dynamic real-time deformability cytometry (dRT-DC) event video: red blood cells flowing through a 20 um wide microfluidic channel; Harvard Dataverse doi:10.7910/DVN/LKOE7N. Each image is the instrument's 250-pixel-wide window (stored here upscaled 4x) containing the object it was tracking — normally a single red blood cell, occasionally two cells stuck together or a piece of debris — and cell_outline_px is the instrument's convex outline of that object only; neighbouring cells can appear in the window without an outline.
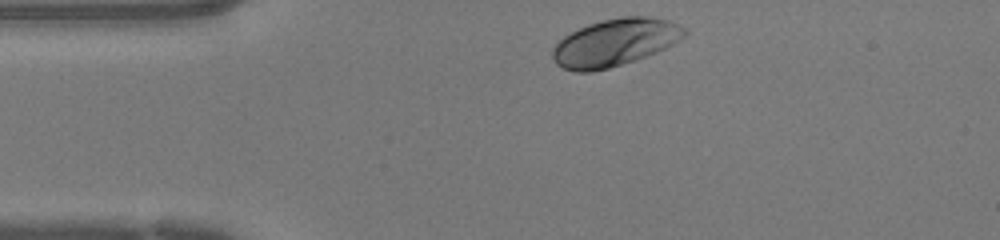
{"species": "human", "species_latin": "Homo sapiens", "temperature_condition": "warm", "stored_images_in_passage": 31, "camera_frame_rate_fps": 3000, "um_per_image_px": 0.085, "donor": {"sex": "female"}, "frame": {"image": 1, "passage_image": 1, "time_ms": 0.0, "image_size_px": [1000, 240], "cell_outline_px": [[688, 32], [680, 40], [656, 52], [608, 68], [592, 72], [576, 72], [564, 68], [556, 64], [552, 60], [552, 48], [556, 40], [588, 24], [620, 16], [648, 16], [668, 20], [688, 28]], "centroid_in_image_um": [52.25, 3.6], "position_along_channel_um": 32.8, "area_um2": 36.36}}
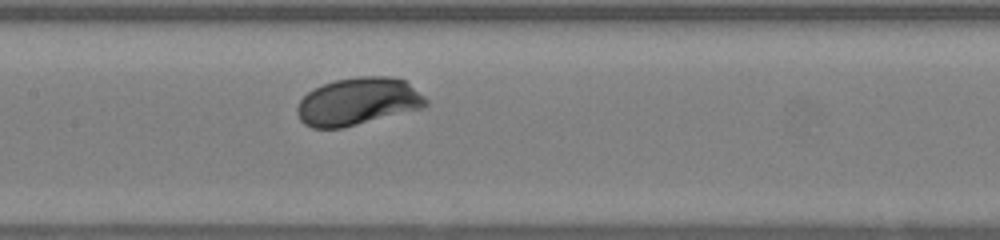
{"frame": {"image": 2, "passage_image": 14, "time_ms": 4.333, "image_size_px": [1000, 240], "cell_outline_px": [[428, 104], [424, 108], [344, 128], [312, 128], [304, 124], [300, 120], [296, 112], [296, 108], [300, 100], [308, 92], [324, 84], [336, 80], [360, 76], [388, 76], [404, 80], [424, 96], [428, 100]], "centroid_in_image_um": [30.43, 8.64], "position_along_channel_um": 177.0, "area_um2": 35.72}}
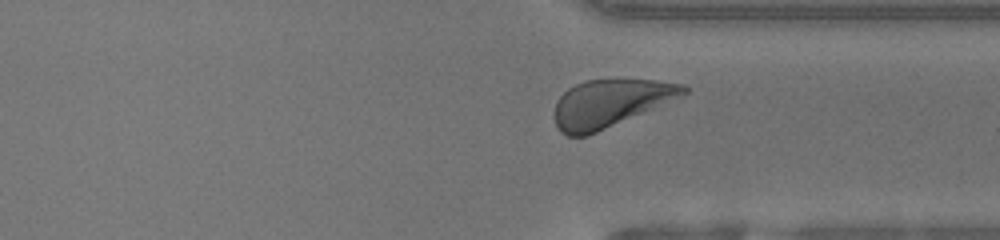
{"frame": {"image": 3, "passage_image": 27, "time_ms": 8.667, "image_size_px": [1000, 240], "cell_outline_px": [[688, 92], [680, 96], [588, 136], [568, 136], [560, 132], [556, 128], [552, 116], [556, 100], [568, 88], [584, 80], [616, 76], [656, 80], [684, 84], [688, 88]], "centroid_in_image_um": [51.79, 8.73], "position_along_channel_um": 359.6, "area_um2": 36.59}, "authors_computed_cell_mechanics": {"area_um2": 35.2002, "velocity_mm_per_s": 4.2115, "shape_relaxation_time_tau1_ms": null, "shape_relaxation_time_tau2_ms": 2.2661, "deformation_change_tau1": null, "deformation_change_tau2": 0.0772}}